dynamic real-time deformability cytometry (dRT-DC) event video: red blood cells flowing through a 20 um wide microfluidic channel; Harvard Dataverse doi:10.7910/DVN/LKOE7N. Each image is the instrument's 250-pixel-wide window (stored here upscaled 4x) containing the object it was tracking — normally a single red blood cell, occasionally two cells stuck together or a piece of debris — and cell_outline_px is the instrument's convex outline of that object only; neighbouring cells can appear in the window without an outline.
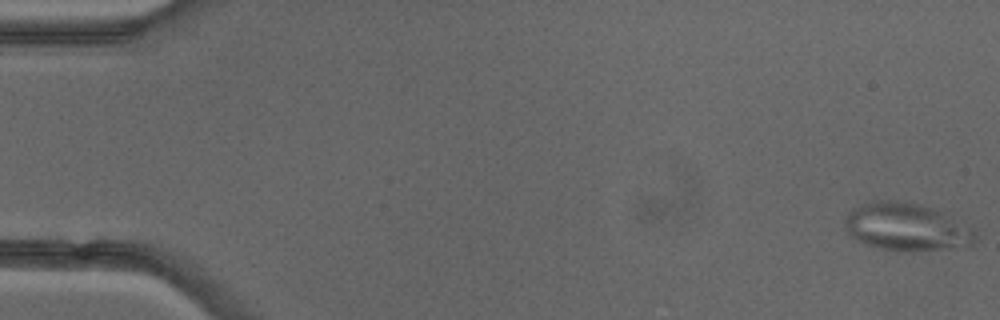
{"species": "common noctule bat (a hibernating species)", "species_latin": "Nyctalus noctula", "temperature_condition": "cold", "stored_images_in_passage": 51, "camera_frame_rate_fps": 3000, "um_per_image_px": 0.085, "animal": {"sex": "female"}, "frame": {"image": 1, "passage_image": 1, "time_ms": 0.0, "image_size_px": [1000, 320], "cell_outline_px": [[980, 236], [972, 248], [884, 248], [868, 244], [852, 236], [844, 228], [844, 220], [848, 212], [852, 208], [860, 204], [872, 200], [896, 200], [916, 204], [932, 208], [976, 228]], "centroid_in_image_um": [77.14, 19.25], "position_along_channel_um": 7.9, "area_um2": 35.84}}
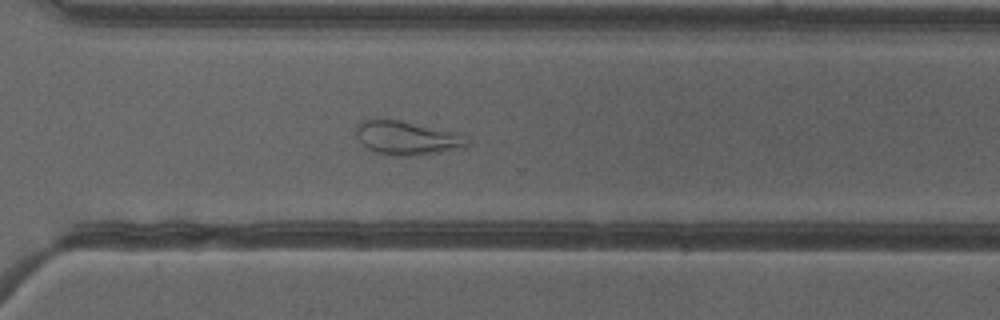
{"frame": {"image": 2, "passage_image": 37, "time_ms": 12.0, "image_size_px": [1000, 320], "cell_outline_px": [[472, 144], [464, 148], [408, 156], [392, 156], [376, 152], [368, 148], [356, 136], [356, 124], [364, 120], [400, 120], [464, 132], [472, 136]], "centroid_in_image_um": [34.76, 11.71], "position_along_channel_um": 335.8, "area_um2": 22.48}}
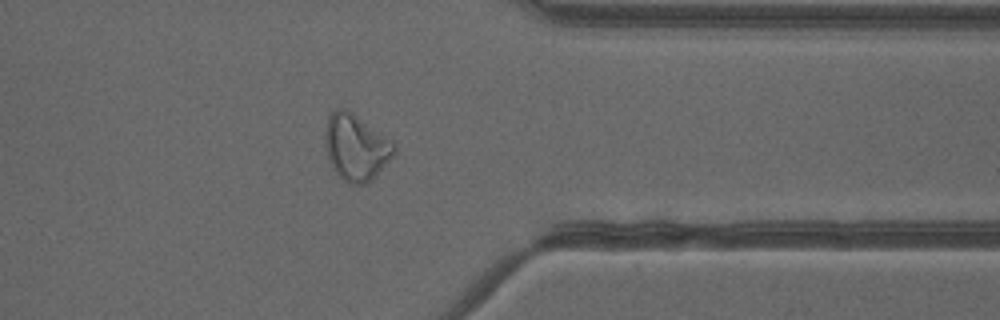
{"frame": {"image": 3, "passage_image": 41, "time_ms": 13.333, "image_size_px": [1000, 320], "cell_outline_px": [[396, 152], [364, 184], [348, 184], [332, 168], [328, 156], [324, 140], [324, 132], [328, 116], [336, 108], [344, 108], [352, 112], [392, 140], [396, 148]], "centroid_in_image_um": [30.21, 12.47], "position_along_channel_um": 381.2, "area_um2": 26.18}, "authors_computed_cell_mechanics": {"area_um2": 27.455, "velocity_mm_per_s": 4.0038, "shape_relaxation_time_tau1_ms": null, "shape_relaxation_time_tau2_ms": 2.3745, "deformation_change_tau1": null, "deformation_change_tau2": 0.1119}}